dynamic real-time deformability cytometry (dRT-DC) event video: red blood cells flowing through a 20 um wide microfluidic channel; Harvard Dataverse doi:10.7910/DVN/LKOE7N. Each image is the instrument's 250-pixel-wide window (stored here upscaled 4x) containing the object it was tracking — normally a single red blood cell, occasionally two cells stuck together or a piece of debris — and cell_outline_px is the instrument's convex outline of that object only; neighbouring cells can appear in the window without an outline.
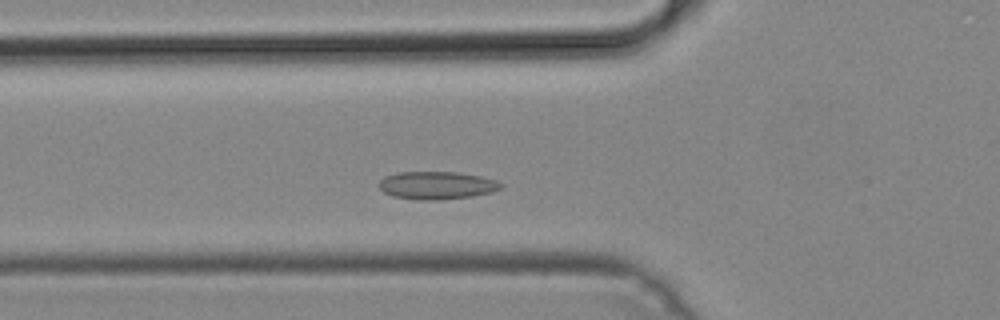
{"species": "common noctule bat (a hibernating species)", "species_latin": "Nyctalus noctula", "temperature_condition": "cold", "stored_images_in_passage": 33, "camera_frame_rate_fps": 3000, "um_per_image_px": 0.085, "animal": {"sex": "male", "body_mass_g": 19.2, "forearm_length_mm": 51.8}, "frame": {"image": 1, "passage_image": 10, "time_ms": 3.0, "image_size_px": [1000, 320], "cell_outline_px": [[504, 184], [500, 188], [492, 192], [472, 196], [436, 200], [420, 200], [392, 196], [384, 192], [380, 188], [380, 180], [384, 176], [396, 172], [456, 172], [480, 176], [496, 180]], "centroid_in_image_um": [37.12, 15.75], "position_along_channel_um": 88.7, "area_um2": 19.71}}
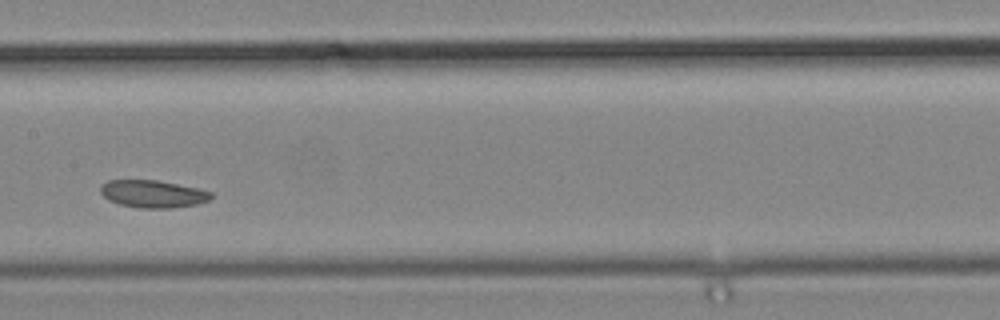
{"frame": {"image": 2, "passage_image": 18, "time_ms": 5.667, "image_size_px": [1000, 320], "cell_outline_px": [[212, 196], [208, 200], [196, 204], [172, 208], [140, 208], [120, 204], [108, 200], [100, 192], [100, 184], [108, 180], [156, 180], [200, 188], [212, 192]], "centroid_in_image_um": [12.98, 16.47], "position_along_channel_um": 194.4, "area_um2": 17.74}}
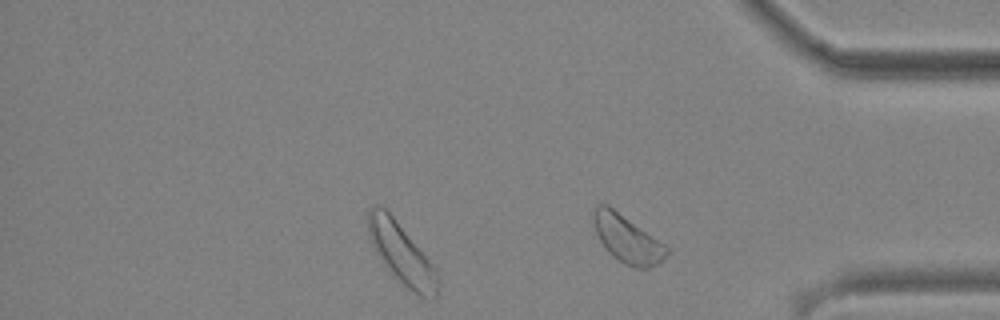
{"frame": {"image": 3, "passage_image": 33, "time_ms": 10.667, "image_size_px": [1000, 320], "cell_outline_px": [[668, 252], [664, 260], [648, 268], [636, 268], [624, 264], [612, 256], [608, 252], [600, 240], [596, 232], [592, 220], [592, 212], [596, 204], [608, 204], [664, 244], [668, 248]], "centroid_in_image_um": [53.28, 20.3], "position_along_channel_um": 381.9, "area_um2": 20.23}}